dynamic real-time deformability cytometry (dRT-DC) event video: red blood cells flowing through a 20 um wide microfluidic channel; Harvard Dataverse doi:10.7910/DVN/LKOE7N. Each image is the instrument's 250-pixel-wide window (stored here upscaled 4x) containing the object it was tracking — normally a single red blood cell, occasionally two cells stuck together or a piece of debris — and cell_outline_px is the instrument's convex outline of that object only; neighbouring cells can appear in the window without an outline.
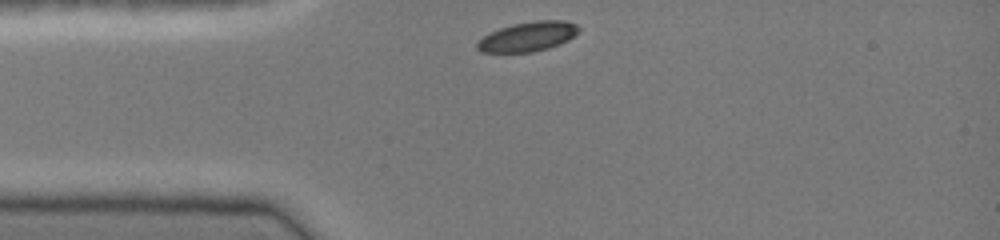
{"species": "common noctule bat (a hibernating species)", "species_latin": "Nyctalus noctula", "temperature_condition": "cold", "stored_images_in_passage": 3, "camera_frame_rate_fps": 3000, "um_per_image_px": 0.085, "animal": {"sex": "female", "body_mass_g": 19.0, "forearm_length_mm": 51.5}, "frame": {"image": 1, "passage_image": 1, "time_ms": 0.0, "image_size_px": [1000, 240], "cell_outline_px": [[208, 40], [200, 44], [152, 48], [56, 48], [48, 36], [176, 32], [204, 36]], "centroid_in_image_um": [10.82, 3.45], "position_along_channel_um": 74.2, "area_um2": 14.68}}